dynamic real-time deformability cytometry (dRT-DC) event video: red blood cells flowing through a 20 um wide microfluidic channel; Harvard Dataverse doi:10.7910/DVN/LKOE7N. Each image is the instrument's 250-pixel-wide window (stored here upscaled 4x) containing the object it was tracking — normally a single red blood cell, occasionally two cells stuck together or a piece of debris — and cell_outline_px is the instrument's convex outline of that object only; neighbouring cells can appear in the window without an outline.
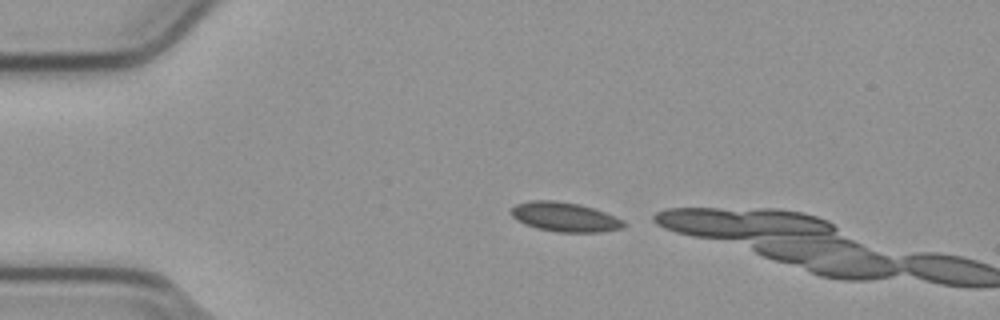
{"species": "common noctule bat (a hibernating species)", "species_latin": "Nyctalus noctula", "temperature_condition": "cold", "stored_images_in_passage": 3, "camera_frame_rate_fps": 3000, "um_per_image_px": 0.085, "animal": {"sex": "male", "body_mass_g": 23.1, "forearm_length_mm": 52.7}, "frame": {"image": 1, "passage_image": 1, "time_ms": 0.0, "image_size_px": [1000, 320], "cell_outline_px": [[628, 224], [624, 228], [600, 232], [556, 232], [536, 228], [524, 224], [516, 220], [508, 212], [516, 204], [528, 200], [556, 200], [580, 204], [604, 212], [624, 220]], "centroid_in_image_um": [47.99, 18.44], "position_along_channel_um": 37.0, "area_um2": 19.59}}